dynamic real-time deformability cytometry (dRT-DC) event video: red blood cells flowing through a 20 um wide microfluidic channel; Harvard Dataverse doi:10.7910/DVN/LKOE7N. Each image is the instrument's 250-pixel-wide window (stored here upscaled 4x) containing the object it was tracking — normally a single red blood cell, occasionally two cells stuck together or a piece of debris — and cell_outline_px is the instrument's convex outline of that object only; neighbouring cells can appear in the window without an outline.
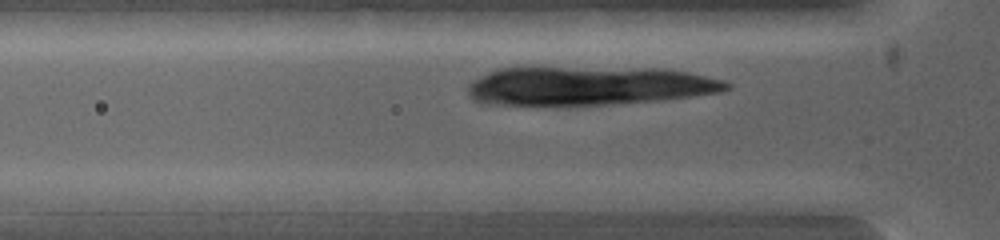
{"species": "common noctule bat (a hibernating species)", "species_latin": "Nyctalus noctula", "temperature_condition": "warm", "stored_images_in_passage": 4, "camera_frame_rate_fps": 5000, "um_per_image_px": 0.085, "animal": {"sex": "female", "body_mass_g": 19.0, "forearm_length_mm": 53.3}, "frame": {"image": 1, "passage_image": 2, "time_ms": 0.6, "image_size_px": [1000, 240], "cell_outline_px": [[604, 200], [580, 212], [496, 212], [496, 200], [576, 192]], "centroid_in_image_um": [46.6, 17.29], "position_along_channel_um": 79.2, "area_um2": 11.44}}